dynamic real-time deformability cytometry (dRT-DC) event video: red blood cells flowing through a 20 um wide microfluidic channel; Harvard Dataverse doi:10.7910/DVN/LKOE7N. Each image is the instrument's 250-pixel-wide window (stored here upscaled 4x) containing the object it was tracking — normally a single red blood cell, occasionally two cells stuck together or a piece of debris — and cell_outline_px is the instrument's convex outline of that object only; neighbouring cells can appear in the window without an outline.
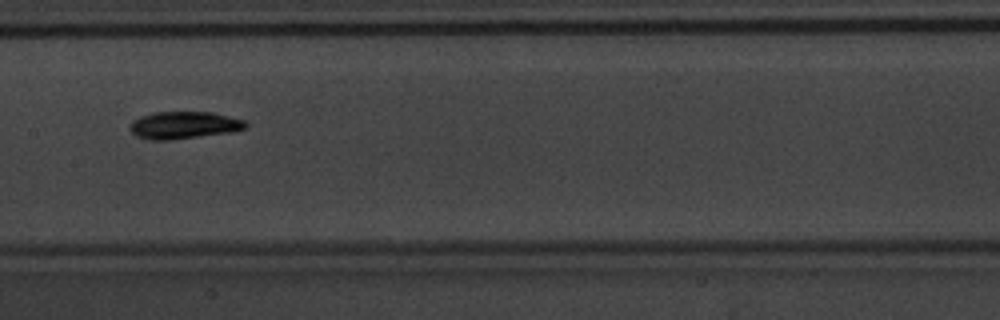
{"species": "common noctule bat (a hibernating species)", "species_latin": "Nyctalus noctula", "temperature_condition": "warm", "stored_images_in_passage": 47, "camera_frame_rate_fps": 3000, "um_per_image_px": 0.085, "animal": {"sex": "male", "body_mass_g": 20.1, "forearm_length_mm": 53.5}, "frame": {"image": 1, "passage_image": 27, "time_ms": 8.667, "image_size_px": [1000, 320], "cell_outline_px": [[248, 124], [244, 128], [232, 132], [172, 140], [148, 140], [136, 136], [128, 128], [132, 120], [140, 116], [152, 112], [212, 112], [244, 120]], "centroid_in_image_um": [15.58, 10.64], "position_along_channel_um": 191.8, "area_um2": 18.55}}
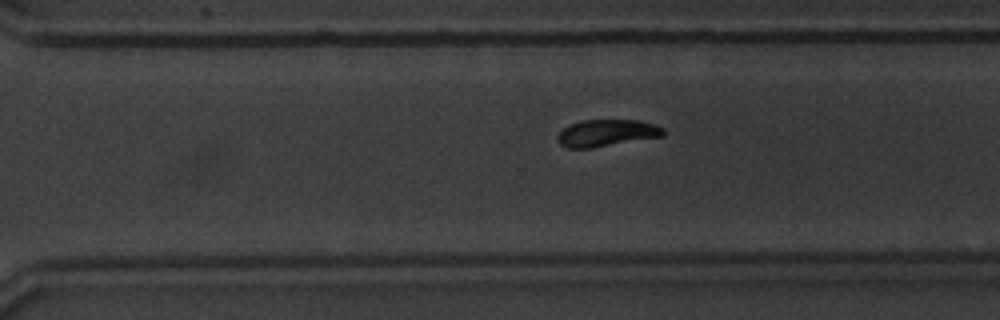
{"frame": {"image": 2, "passage_image": 37, "time_ms": 12.0, "image_size_px": [1000, 320], "cell_outline_px": [[664, 136], [592, 148], [568, 148], [560, 144], [556, 140], [556, 136], [568, 124], [584, 120], [636, 120], [652, 124], [664, 128]], "centroid_in_image_um": [51.53, 11.31], "position_along_channel_um": 319.1, "area_um2": 16.59}}
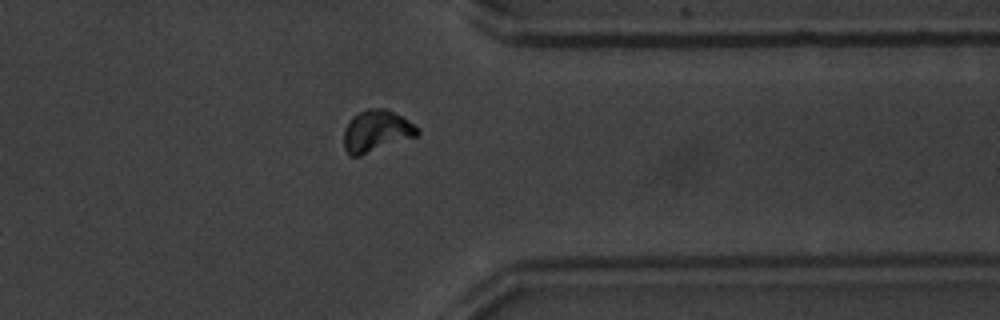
{"frame": {"image": 3, "passage_image": 42, "time_ms": 13.667, "image_size_px": [1000, 320], "cell_outline_px": [[420, 132], [416, 136], [360, 156], [348, 156], [344, 148], [344, 128], [352, 116], [368, 108], [384, 108], [408, 120], [420, 128]], "centroid_in_image_um": [31.97, 11.15], "position_along_channel_um": 379.4, "area_um2": 17.86}}